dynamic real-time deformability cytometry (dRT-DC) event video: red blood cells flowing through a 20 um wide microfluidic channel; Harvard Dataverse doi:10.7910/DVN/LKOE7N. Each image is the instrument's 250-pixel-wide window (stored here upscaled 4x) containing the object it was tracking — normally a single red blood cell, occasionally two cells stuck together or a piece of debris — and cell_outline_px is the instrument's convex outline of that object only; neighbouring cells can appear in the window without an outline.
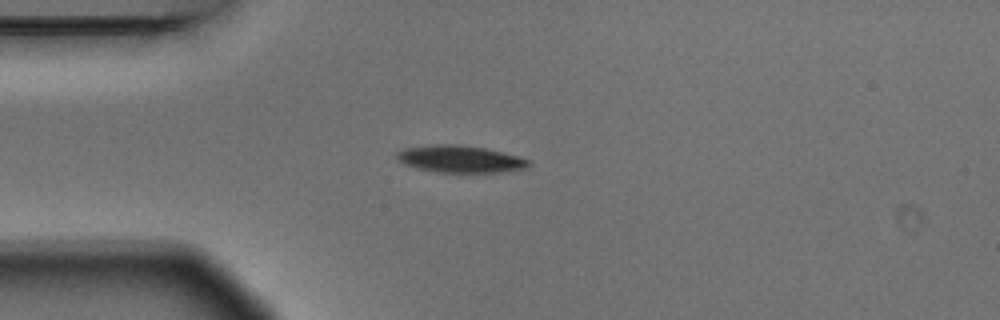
{"species": "Egyptian fruit bat (a non-hibernating species)", "species_latin": "Rousettus aegyptiacus", "temperature_condition": "warm", "stored_images_in_passage": 3, "camera_frame_rate_fps": 3000, "um_per_image_px": 0.085, "animal": {"sex": "male"}, "frame": {"image": 1, "passage_image": 3, "time_ms": 0.667, "image_size_px": [1000, 320], "cell_outline_px": [[532, 164], [528, 168], [500, 172], [436, 172], [416, 168], [404, 164], [396, 160], [396, 152], [404, 148], [432, 144], [460, 144], [484, 148], [532, 160]], "centroid_in_image_um": [39.09, 13.51], "position_along_channel_um": 45.9, "area_um2": 20.98}}